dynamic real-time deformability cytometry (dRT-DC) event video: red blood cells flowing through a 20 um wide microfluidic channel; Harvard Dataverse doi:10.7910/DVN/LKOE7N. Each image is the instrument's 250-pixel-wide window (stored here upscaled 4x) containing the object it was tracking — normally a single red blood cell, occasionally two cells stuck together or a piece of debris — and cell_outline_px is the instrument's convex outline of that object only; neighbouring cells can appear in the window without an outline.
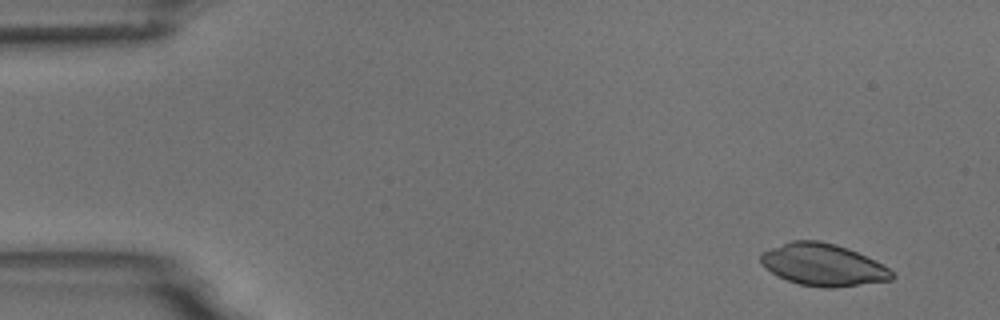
{"species": "common noctule bat (a hibernating species)", "species_latin": "Nyctalus noctula", "temperature_condition": "room temperature", "stored_images_in_passage": 5, "camera_frame_rate_fps": 3000, "um_per_image_px": 0.085, "animal": {"sex": "male", "body_mass_g": 18.8}, "frame": {"image": 1, "passage_image": 1, "time_ms": 0.0, "image_size_px": [1000, 320], "cell_outline_px": [[896, 276], [892, 280], [836, 288], [824, 288], [800, 284], [776, 276], [760, 264], [760, 252], [792, 240], [820, 240], [836, 244], [848, 248], [888, 268]], "centroid_in_image_um": [69.92, 22.51], "position_along_channel_um": 15.1, "area_um2": 32.25}}